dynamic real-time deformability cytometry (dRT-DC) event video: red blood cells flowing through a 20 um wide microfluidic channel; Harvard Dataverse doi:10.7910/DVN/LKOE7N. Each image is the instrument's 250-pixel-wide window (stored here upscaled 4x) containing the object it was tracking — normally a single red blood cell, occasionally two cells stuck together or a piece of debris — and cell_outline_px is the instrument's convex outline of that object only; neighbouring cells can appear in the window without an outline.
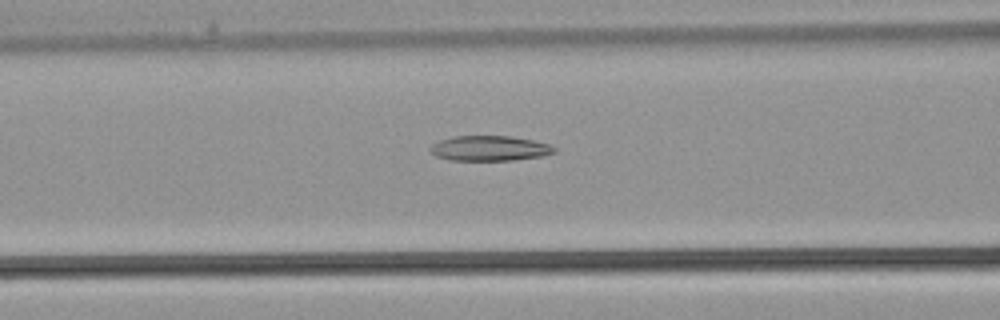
{"species": "common noctule bat (a hibernating species)", "species_latin": "Nyctalus noctula", "temperature_condition": "warm", "stored_images_in_passage": 36, "camera_frame_rate_fps": 3000, "um_per_image_px": 0.085, "animal": {"sex": "male", "body_mass_g": 21.5, "forearm_length_mm": 52.0}, "frame": {"image": 1, "passage_image": 14, "time_ms": 4.333, "image_size_px": [1000, 320], "cell_outline_px": [[556, 152], [544, 156], [512, 160], [448, 160], [436, 156], [428, 148], [432, 144], [440, 140], [452, 136], [512, 136], [532, 140], [548, 144], [556, 148]], "centroid_in_image_um": [41.61, 12.6], "position_along_channel_um": 125.0, "area_um2": 18.21}}
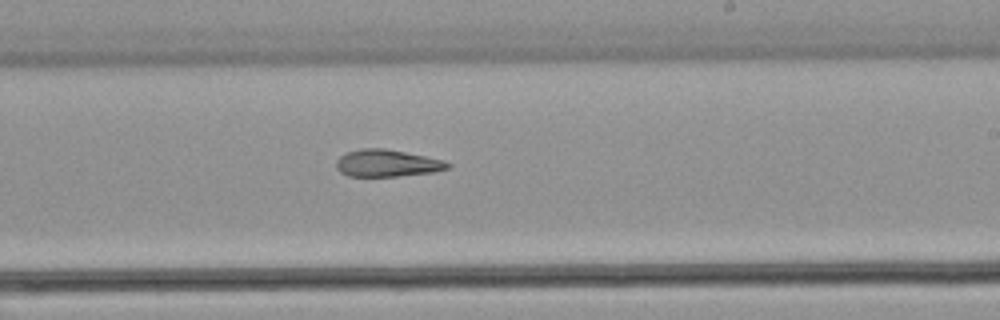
{"frame": {"image": 2, "passage_image": 21, "time_ms": 6.667, "image_size_px": [1000, 320], "cell_outline_px": [[452, 164], [448, 168], [436, 172], [400, 176], [348, 176], [340, 172], [336, 168], [336, 160], [340, 156], [348, 152], [360, 148], [384, 148], [444, 160]], "centroid_in_image_um": [32.9, 13.88], "position_along_channel_um": 256.1, "area_um2": 17.63}}
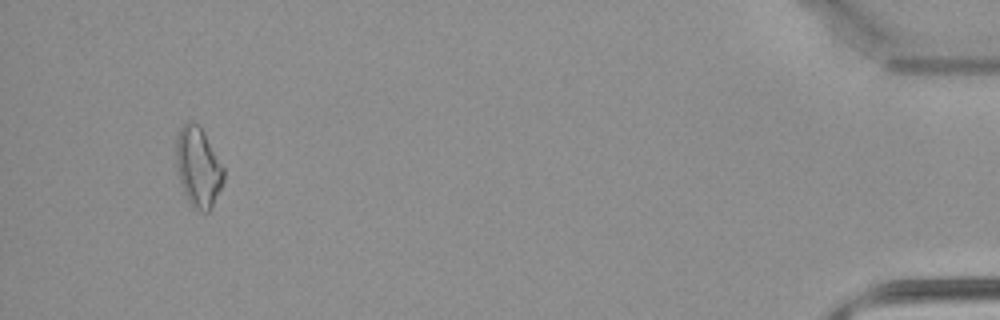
{"frame": {"image": 3, "passage_image": 34, "time_ms": 11.0, "image_size_px": [1000, 320], "cell_outline_px": [[224, 180], [212, 208], [208, 212], [200, 212], [188, 200], [184, 192], [180, 180], [176, 164], [176, 136], [180, 128], [188, 120], [196, 124], [204, 132], [224, 168]], "centroid_in_image_um": [16.85, 14.2], "position_along_channel_um": 418.3, "area_um2": 21.91}}